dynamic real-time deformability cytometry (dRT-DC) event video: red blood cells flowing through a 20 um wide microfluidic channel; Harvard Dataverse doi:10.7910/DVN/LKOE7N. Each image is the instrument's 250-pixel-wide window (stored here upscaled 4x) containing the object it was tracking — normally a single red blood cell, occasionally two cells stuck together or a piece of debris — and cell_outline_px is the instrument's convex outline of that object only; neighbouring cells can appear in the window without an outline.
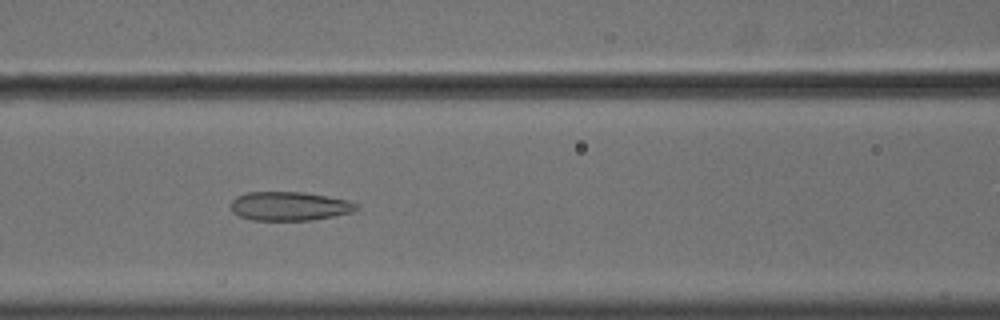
{"species": "common noctule bat (a hibernating species)", "species_latin": "Nyctalus noctula", "temperature_condition": "cold", "stored_images_in_passage": 38, "camera_frame_rate_fps": 3000, "um_per_image_px": 0.085, "animal": {"sex": "male", "body_mass_g": 18.8}, "frame": {"image": 1, "passage_image": 7, "time_ms": 2.0, "image_size_px": [1000, 320], "cell_outline_px": [[360, 204], [352, 212], [312, 220], [252, 220], [240, 216], [232, 212], [232, 200], [236, 196], [248, 192], [304, 192], [348, 200]], "centroid_in_image_um": [24.6, 17.52], "position_along_channel_um": 142.0, "area_um2": 21.04}}
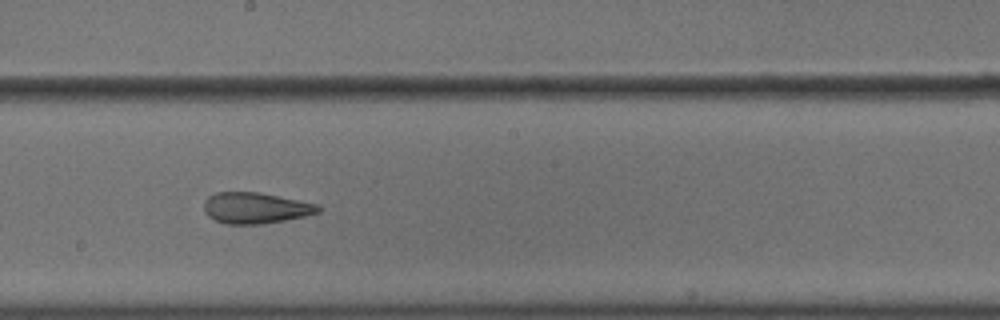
{"frame": {"image": 2, "passage_image": 14, "time_ms": 4.333, "image_size_px": [1000, 320], "cell_outline_px": [[324, 208], [320, 212], [304, 216], [264, 224], [224, 224], [208, 216], [204, 212], [204, 200], [208, 196], [216, 192], [260, 192], [316, 204]], "centroid_in_image_um": [21.7, 17.68], "position_along_channel_um": 226.5, "area_um2": 20.75}}
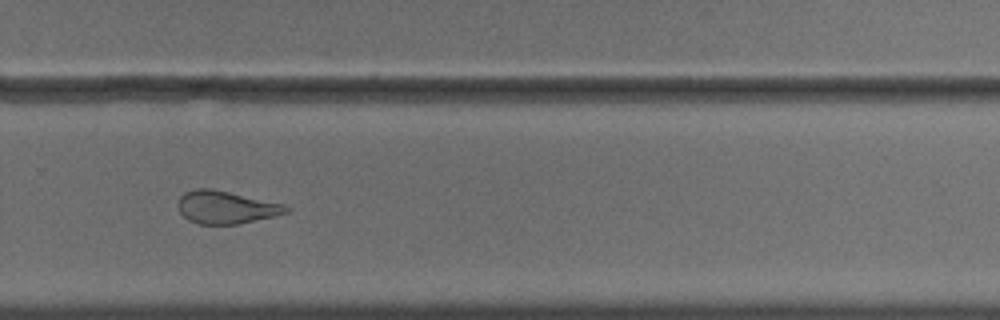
{"frame": {"image": 3, "passage_image": 21, "time_ms": 6.667, "image_size_px": [1000, 320], "cell_outline_px": [[288, 212], [272, 216], [236, 224], [200, 224], [188, 220], [180, 212], [176, 204], [180, 196], [184, 192], [196, 188], [212, 188], [284, 204], [288, 208]], "centroid_in_image_um": [19.14, 17.6], "position_along_channel_um": 310.7, "area_um2": 20.46}, "authors_computed_cell_mechanics": {"area_um2": 22.1663, "velocity_mm_per_s": 3.6193, "shape_relaxation_time_tau1_ms": null, "shape_relaxation_time_tau2_ms": 1.9579, "deformation_change_tau1": null, "deformation_change_tau2": 0.1012}}